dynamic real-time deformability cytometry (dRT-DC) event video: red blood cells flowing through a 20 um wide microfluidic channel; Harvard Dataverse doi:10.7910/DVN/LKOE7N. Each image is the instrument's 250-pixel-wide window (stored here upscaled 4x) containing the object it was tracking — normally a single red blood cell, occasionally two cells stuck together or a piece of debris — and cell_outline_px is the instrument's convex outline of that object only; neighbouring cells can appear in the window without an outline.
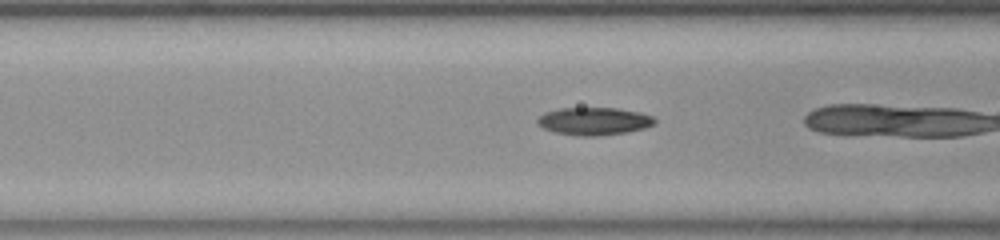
{"species": "common noctule bat (a hibernating species)", "species_latin": "Nyctalus noctula", "temperature_condition": "room temperature", "stored_images_in_passage": 26, "camera_frame_rate_fps": 3000, "um_per_image_px": 0.085, "animal": {"sex": "female", "body_mass_g": 23.0, "forearm_length_mm": 53.4}, "frame": {"image": 1, "passage_image": 18, "time_ms": 5.667, "image_size_px": [1000, 240], "cell_outline_px": [[656, 120], [652, 124], [644, 128], [624, 132], [596, 136], [580, 136], [556, 132], [544, 128], [536, 124], [536, 120], [544, 112], [560, 108], [616, 108], [640, 112], [652, 116]], "centroid_in_image_um": [50.45, 10.29], "position_along_channel_um": 116.1, "area_um2": 18.73}}
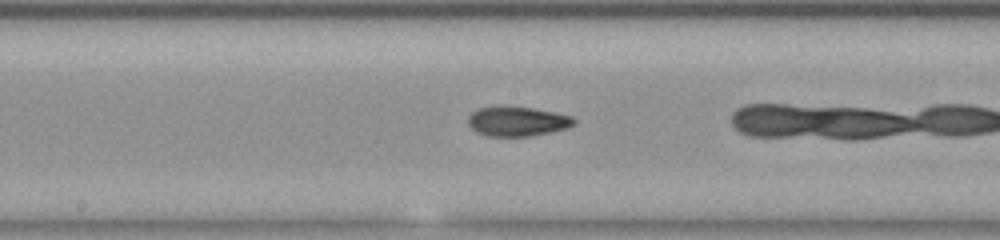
{"frame": {"image": 2, "passage_image": 25, "time_ms": 8.0, "image_size_px": [1000, 240], "cell_outline_px": [[576, 124], [568, 128], [528, 136], [488, 136], [476, 132], [468, 124], [468, 116], [472, 112], [480, 108], [500, 104], [504, 104], [532, 108], [556, 112], [572, 116], [576, 120]], "centroid_in_image_um": [43.96, 10.28], "position_along_channel_um": 204.2, "area_um2": 18.67}}